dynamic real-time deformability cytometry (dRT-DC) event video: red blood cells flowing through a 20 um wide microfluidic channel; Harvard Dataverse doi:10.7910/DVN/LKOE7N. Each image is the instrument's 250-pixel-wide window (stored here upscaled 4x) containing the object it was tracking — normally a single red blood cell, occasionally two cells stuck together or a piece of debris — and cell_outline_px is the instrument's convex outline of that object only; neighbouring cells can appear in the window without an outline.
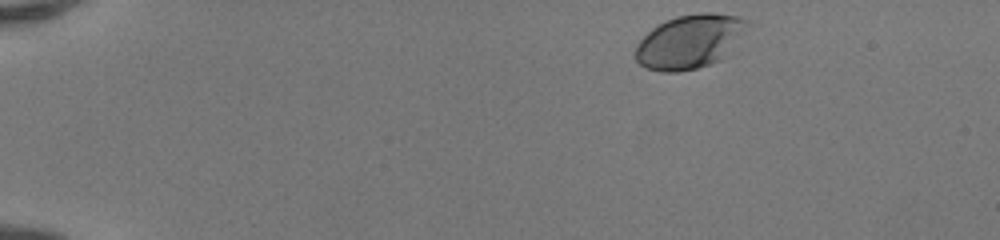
{"species": "human", "species_latin": "Homo sapiens", "temperature_condition": "room temperature", "stored_images_in_passage": 44, "camera_frame_rate_fps": 3000, "um_per_image_px": 0.085, "donor": {"sex": "female"}, "frame": {"image": 1, "passage_image": 1, "time_ms": 0.0, "image_size_px": [1000, 240], "cell_outline_px": [[756, 24], [728, 56], [720, 60], [696, 68], [676, 72], [660, 72], [644, 68], [636, 60], [636, 44], [656, 24], [676, 16], [700, 12], [712, 12], [736, 16], [748, 20]], "centroid_in_image_um": [58.74, 3.51], "position_along_channel_um": 26.3, "area_um2": 36.24}}
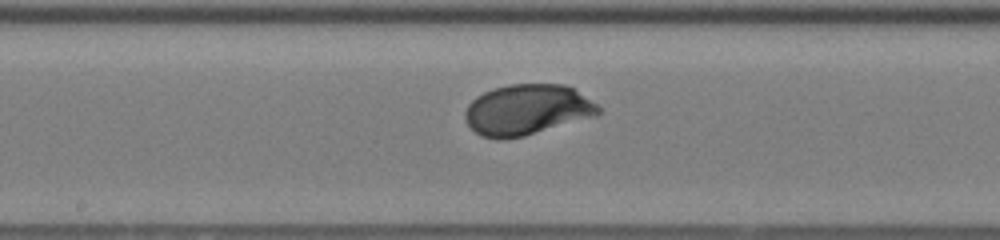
{"frame": {"image": 2, "passage_image": 22, "time_ms": 7.0, "image_size_px": [1000, 240], "cell_outline_px": [[604, 112], [596, 116], [524, 136], [504, 140], [496, 140], [480, 136], [468, 124], [464, 116], [464, 112], [468, 104], [476, 96], [492, 88], [508, 84], [564, 84], [572, 88], [596, 104]], "centroid_in_image_um": [44.77, 9.34], "position_along_channel_um": 203.4, "area_um2": 39.54}}
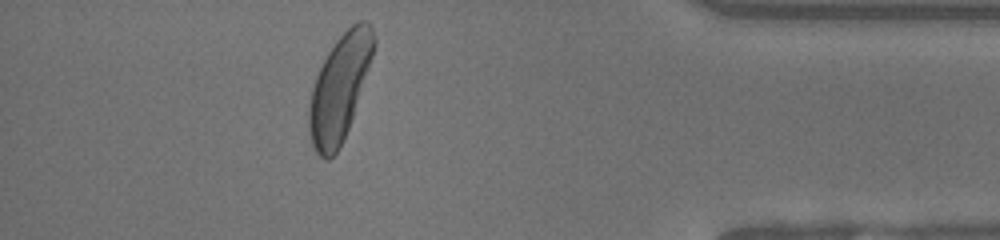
{"frame": {"image": 3, "passage_image": 39, "time_ms": 12.667, "image_size_px": [1000, 240], "cell_outline_px": [[376, 44], [348, 128], [340, 148], [328, 160], [324, 160], [316, 152], [312, 144], [308, 132], [308, 108], [312, 88], [316, 76], [328, 52], [336, 40], [352, 24], [360, 20], [368, 20], [372, 28], [376, 40]], "centroid_in_image_um": [28.84, 7.47], "position_along_channel_um": 406.4, "area_um2": 39.42}, "authors_computed_cell_mechanics": {"area_um2": 38.4659, "velocity_mm_per_s": 4.1266, "shape_relaxation_time_tau1_ms": 1.3466, "shape_relaxation_time_tau2_ms": null, "deformation_change_tau1": 0.1149, "deformation_change_tau2": null}}